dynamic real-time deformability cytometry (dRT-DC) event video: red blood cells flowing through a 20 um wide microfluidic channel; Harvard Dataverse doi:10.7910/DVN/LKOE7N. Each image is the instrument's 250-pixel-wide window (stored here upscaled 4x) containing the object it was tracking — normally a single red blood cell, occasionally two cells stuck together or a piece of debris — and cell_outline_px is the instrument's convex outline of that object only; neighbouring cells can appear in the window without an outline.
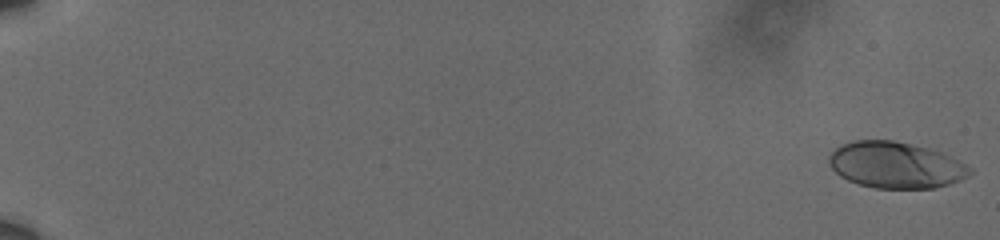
{"species": "human", "species_latin": "Homo sapiens", "temperature_condition": "cold", "stored_images_in_passage": 58, "camera_frame_rate_fps": 3000, "um_per_image_px": 0.085, "donor": {"sex": "male"}, "frame": {"image": 1, "passage_image": 1, "time_ms": 0.0, "image_size_px": [1000, 240], "cell_outline_px": [[972, 172], [968, 176], [960, 180], [936, 188], [876, 188], [860, 184], [848, 180], [840, 176], [828, 164], [828, 156], [840, 144], [852, 140], [892, 140], [928, 148], [940, 152], [972, 168]], "centroid_in_image_um": [76.1, 14.03], "position_along_channel_um": 8.9, "area_um2": 37.8}}
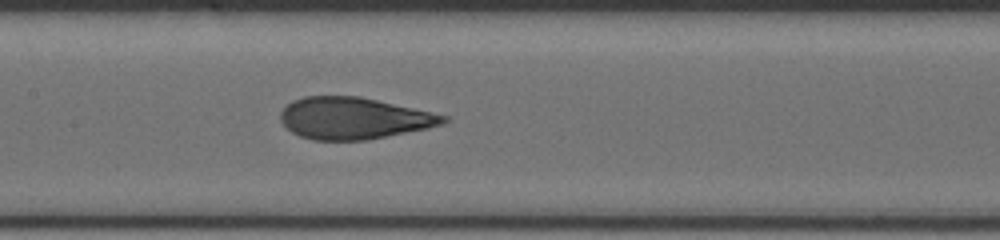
{"frame": {"image": 2, "passage_image": 33, "time_ms": 10.667, "image_size_px": [1000, 240], "cell_outline_px": [[448, 120], [444, 124], [428, 128], [368, 140], [312, 140], [300, 136], [292, 132], [280, 120], [280, 112], [292, 100], [304, 96], [360, 96], [448, 116]], "centroid_in_image_um": [30.06, 10.05], "position_along_channel_um": 177.3, "area_um2": 39.54}}
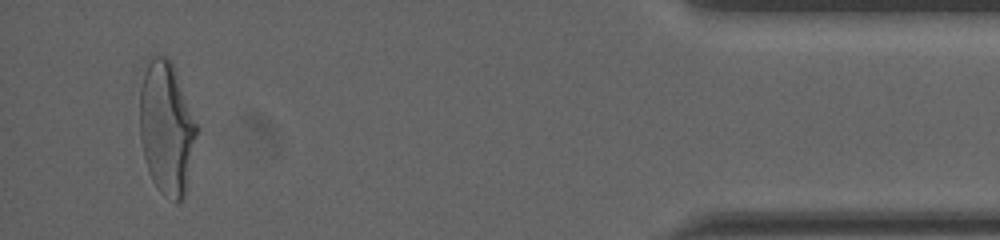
{"frame": {"image": 3, "passage_image": 58, "time_ms": 19.0, "image_size_px": [1000, 240], "cell_outline_px": [[200, 128], [184, 192], [180, 200], [176, 204], [164, 196], [160, 192], [152, 180], [148, 172], [140, 140], [140, 88], [152, 52], [164, 56], [172, 60]], "centroid_in_image_um": [14.18, 10.85], "position_along_channel_um": 421.0, "area_um2": 44.68}, "authors_computed_cell_mechanics": {"area_um2": 39.9398, "velocity_mm_per_s": 3.6068, "shape_relaxation_time_tau1_ms": 4.4584, "shape_relaxation_time_tau2_ms": 0.7935, "deformation_change_tau1": 0.1635, "deformation_change_tau2": 0.0743}}